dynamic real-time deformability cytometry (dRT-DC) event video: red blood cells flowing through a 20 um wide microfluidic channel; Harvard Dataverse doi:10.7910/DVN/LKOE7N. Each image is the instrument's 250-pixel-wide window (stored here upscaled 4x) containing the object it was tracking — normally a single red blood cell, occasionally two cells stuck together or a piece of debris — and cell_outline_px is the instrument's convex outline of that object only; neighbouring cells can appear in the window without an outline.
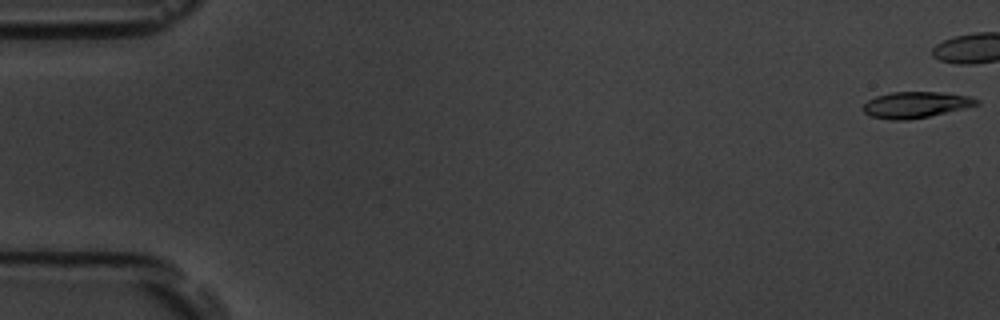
{"species": "common noctule bat (a hibernating species)", "species_latin": "Nyctalus noctula", "temperature_condition": "room temperature", "stored_images_in_passage": 43, "camera_frame_rate_fps": 3000, "um_per_image_px": 0.085, "animal": {"sex": "male", "body_mass_g": 19.5, "forearm_length_mm": 54.6}, "frame": {"image": 1, "passage_image": 1, "time_ms": 0.0, "image_size_px": [1000, 320], "cell_outline_px": [[980, 104], [964, 108], [928, 116], [908, 120], [892, 120], [872, 116], [864, 112], [860, 108], [868, 100], [876, 96], [892, 92], [940, 92], [968, 96], [980, 100]], "centroid_in_image_um": [77.81, 8.9], "position_along_channel_um": 7.2, "area_um2": 17.17}}
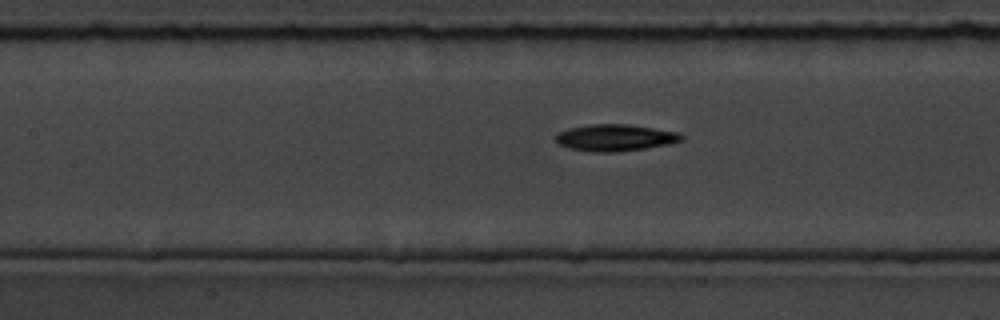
{"frame": {"image": 2, "passage_image": 25, "time_ms": 8.0, "image_size_px": [1000, 320], "cell_outline_px": [[684, 140], [672, 144], [616, 152], [592, 152], [568, 148], [560, 144], [556, 140], [556, 136], [560, 132], [568, 128], [592, 124], [628, 124], [680, 132], [684, 136]], "centroid_in_image_um": [52.35, 11.7], "position_along_channel_um": 155.1, "area_um2": 19.65}}